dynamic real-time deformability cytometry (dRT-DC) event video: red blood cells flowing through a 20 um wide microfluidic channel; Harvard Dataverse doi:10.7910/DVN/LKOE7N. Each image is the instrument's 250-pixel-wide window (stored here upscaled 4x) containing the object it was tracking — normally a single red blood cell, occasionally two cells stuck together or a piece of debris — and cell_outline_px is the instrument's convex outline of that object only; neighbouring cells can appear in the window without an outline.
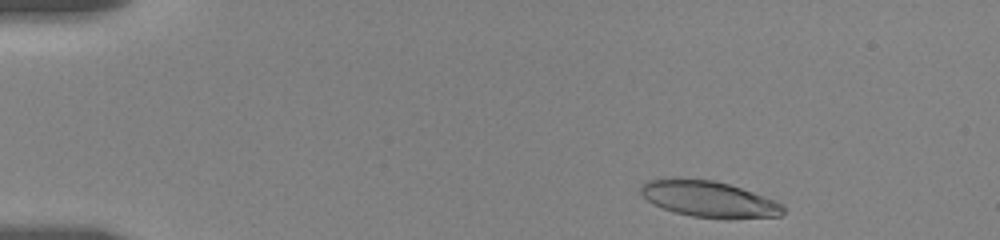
{"species": "human", "species_latin": "Homo sapiens", "temperature_condition": "room temperature", "stored_images_in_passage": 12, "camera_frame_rate_fps": 3000, "um_per_image_px": 0.085, "donor": {"sex": "female"}, "frame": {"image": 1, "passage_image": 2, "time_ms": 0.333, "image_size_px": [1000, 240], "cell_outline_px": [[784, 212], [780, 216], [728, 220], [692, 216], [676, 212], [652, 204], [640, 192], [640, 188], [648, 180], [712, 180], [728, 184], [740, 188], [784, 204]], "centroid_in_image_um": [60.32, 16.97], "position_along_channel_um": 24.7, "area_um2": 29.42}}
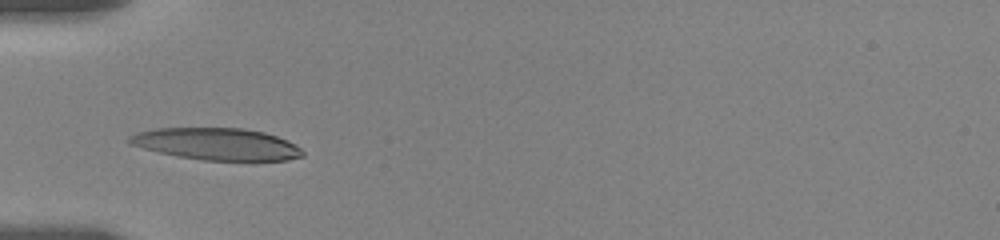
{"frame": {"image": 2, "passage_image": 11, "time_ms": 4.0, "image_size_px": [1000, 240], "cell_outline_px": [[304, 156], [288, 160], [204, 160], [176, 156], [128, 144], [128, 136], [136, 132], [156, 128], [244, 128], [264, 132], [288, 140], [300, 148], [304, 152]], "centroid_in_image_um": [18.41, 12.23], "position_along_channel_um": 66.6, "area_um2": 32.25}}